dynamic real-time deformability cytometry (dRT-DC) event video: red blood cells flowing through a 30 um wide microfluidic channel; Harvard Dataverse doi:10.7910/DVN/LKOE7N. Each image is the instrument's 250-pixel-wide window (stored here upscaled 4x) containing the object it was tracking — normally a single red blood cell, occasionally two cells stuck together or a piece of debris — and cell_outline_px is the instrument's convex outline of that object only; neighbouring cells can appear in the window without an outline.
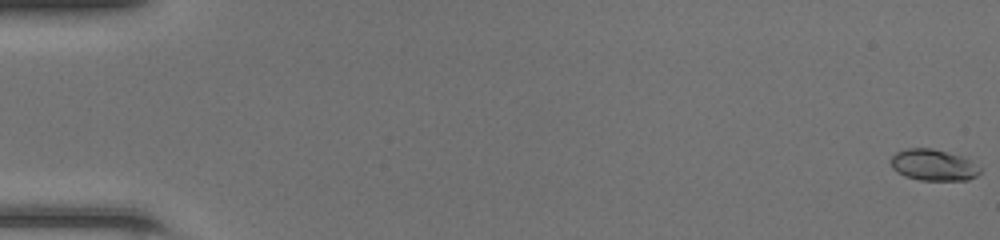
{"species": "common noctule bat (a hibernating species)", "species_latin": "Nyctalus noctula", "temperature_condition": "room temperature", "stored_images_in_passage": 49, "camera_frame_rate_fps": 3000, "um_per_image_px": 0.085, "animal": {"sex": "female", "body_mass_g": 20.0, "forearm_length_mm": 54.0}, "frame": {"image": 1, "passage_image": 1, "time_ms": 0.0, "image_size_px": [1000, 240], "cell_outline_px": [[980, 172], [976, 176], [968, 180], [920, 180], [904, 176], [896, 172], [892, 168], [892, 156], [896, 152], [908, 148], [932, 148], [960, 156], [968, 160], [980, 168]], "centroid_in_image_um": [79.3, 14.03], "position_along_channel_um": 5.7, "area_um2": 16.07}}
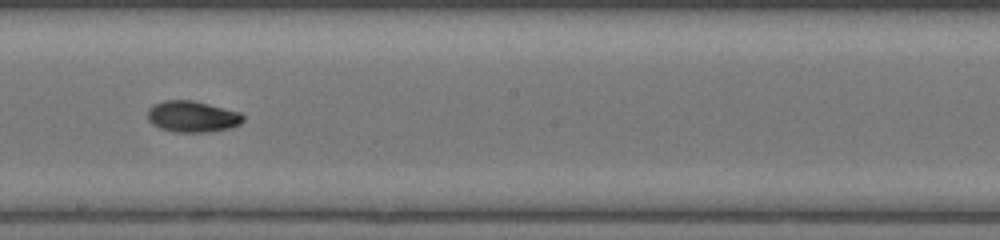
{"frame": {"image": 2, "passage_image": 29, "time_ms": 9.333, "image_size_px": [1000, 240], "cell_outline_px": [[244, 120], [240, 124], [232, 128], [208, 132], [176, 132], [160, 128], [152, 124], [148, 120], [148, 108], [152, 104], [164, 100], [192, 100], [240, 112], [244, 116]], "centroid_in_image_um": [16.35, 9.91], "position_along_channel_um": 231.9, "area_um2": 17.51}}
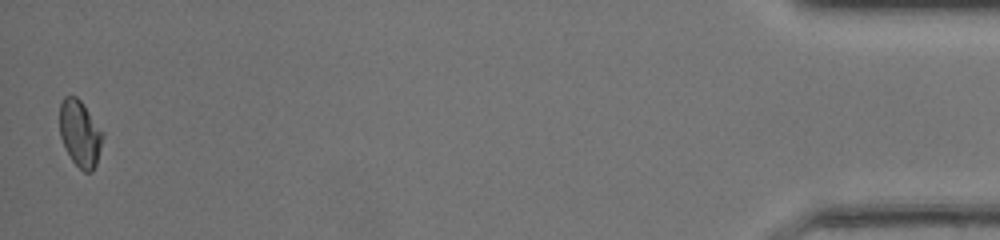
{"frame": {"image": 3, "passage_image": 49, "time_ms": 16.0, "image_size_px": [1000, 240], "cell_outline_px": [[104, 136], [96, 164], [92, 172], [84, 172], [72, 160], [60, 136], [60, 104], [64, 96], [76, 96], [84, 104], [104, 132]], "centroid_in_image_um": [6.82, 11.32], "position_along_channel_um": 428.4, "area_um2": 16.65}, "authors_computed_cell_mechanics": {"area_um2": 16.6464, "velocity_mm_per_s": 4.3205, "shape_relaxation_time_tau1_ms": 4.8375, "shape_relaxation_time_tau2_ms": 2.3384, "deformation_change_tau1": 0.1411, "deformation_change_tau2": 0.0513}}